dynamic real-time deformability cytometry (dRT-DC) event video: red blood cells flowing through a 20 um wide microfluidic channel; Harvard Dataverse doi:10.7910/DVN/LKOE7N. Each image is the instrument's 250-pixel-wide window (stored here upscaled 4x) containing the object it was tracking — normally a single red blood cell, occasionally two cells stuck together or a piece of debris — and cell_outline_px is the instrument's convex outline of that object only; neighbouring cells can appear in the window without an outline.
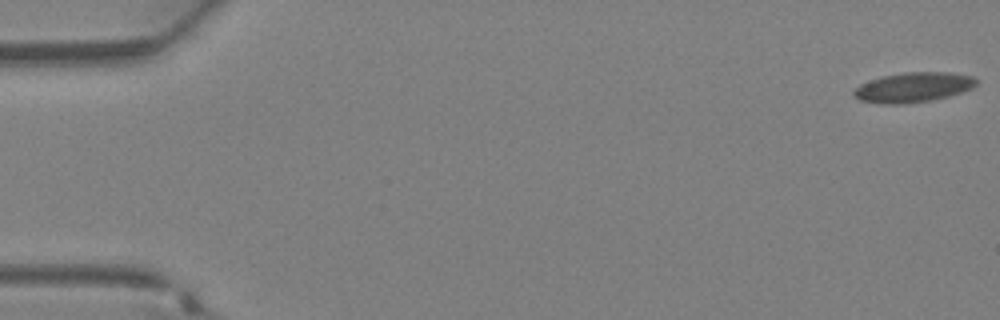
{"species": "Egyptian fruit bat (a non-hibernating species)", "species_latin": "Rousettus aegyptiacus", "temperature_condition": "warm", "stored_images_in_passage": 9, "camera_frame_rate_fps": 3000, "um_per_image_px": 0.085, "animal": {"sex": "female"}, "frame": {"image": 1, "passage_image": 1, "time_ms": 0.0, "image_size_px": [1000, 320], "cell_outline_px": [[976, 84], [972, 88], [948, 96], [928, 100], [904, 104], [880, 104], [860, 100], [852, 96], [852, 92], [860, 84], [880, 76], [904, 72], [948, 72], [972, 76], [976, 80]], "centroid_in_image_um": [77.56, 7.42], "position_along_channel_um": 7.4, "area_um2": 21.27}}